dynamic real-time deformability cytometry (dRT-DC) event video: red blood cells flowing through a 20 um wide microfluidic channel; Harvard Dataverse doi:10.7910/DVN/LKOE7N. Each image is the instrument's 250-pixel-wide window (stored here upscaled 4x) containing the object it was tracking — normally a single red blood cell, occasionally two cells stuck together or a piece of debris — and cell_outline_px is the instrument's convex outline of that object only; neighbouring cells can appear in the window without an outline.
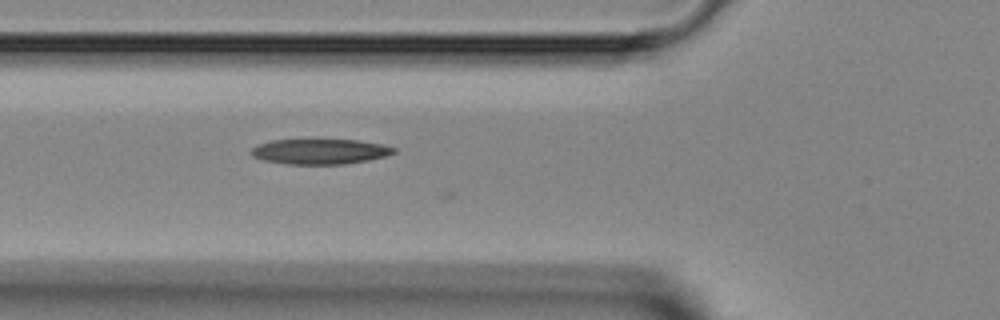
{"species": "Egyptian fruit bat (a non-hibernating species)", "species_latin": "Rousettus aegyptiacus", "temperature_condition": "room temperature", "stored_images_in_passage": 27, "camera_frame_rate_fps": 3000, "um_per_image_px": 0.085, "animal": {"sex": "female"}, "frame": {"image": 1, "passage_image": 5, "time_ms": 1.333, "image_size_px": [1000, 320], "cell_outline_px": [[396, 152], [384, 156], [368, 160], [344, 164], [288, 164], [264, 160], [252, 156], [248, 152], [256, 144], [272, 140], [356, 140], [380, 144], [396, 148]], "centroid_in_image_um": [27.14, 12.88], "position_along_channel_um": 98.7, "area_um2": 20.87}}
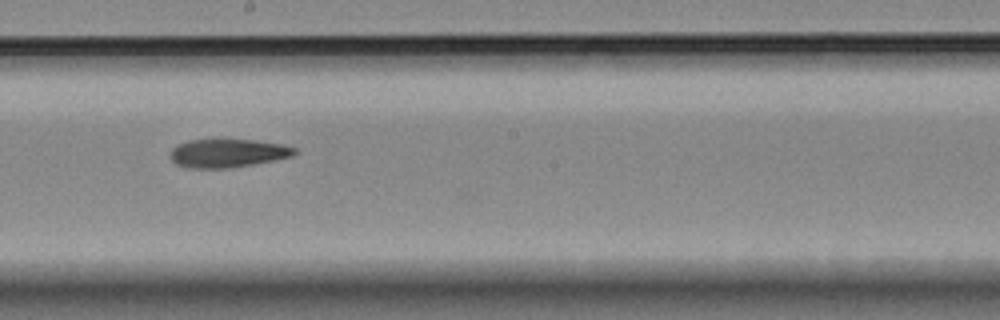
{"frame": {"image": 2, "passage_image": 14, "time_ms": 4.333, "image_size_px": [1000, 320], "cell_outline_px": [[296, 152], [292, 156], [252, 164], [228, 168], [192, 168], [176, 164], [168, 156], [168, 152], [176, 144], [188, 140], [252, 140], [280, 144], [296, 148]], "centroid_in_image_um": [19.27, 13.02], "position_along_channel_um": 228.9, "area_um2": 20.4}}
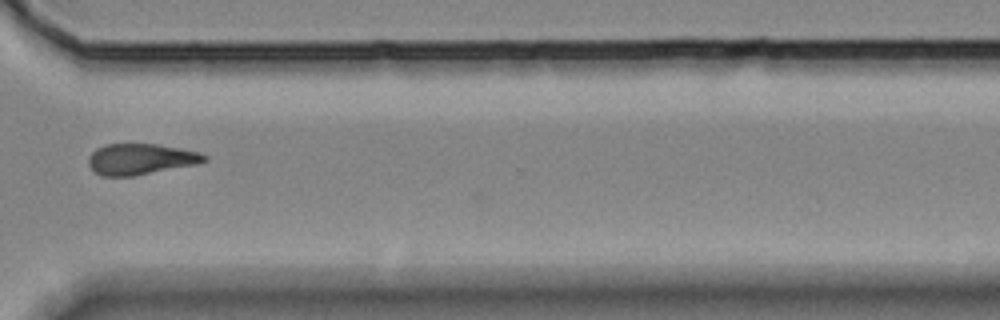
{"frame": {"image": 3, "passage_image": 23, "time_ms": 7.333, "image_size_px": [1000, 320], "cell_outline_px": [[208, 160], [196, 164], [132, 176], [100, 176], [88, 164], [88, 156], [96, 148], [104, 144], [156, 144], [180, 148], [200, 152], [208, 156]], "centroid_in_image_um": [11.94, 13.52], "position_along_channel_um": 358.7, "area_um2": 20.87}}